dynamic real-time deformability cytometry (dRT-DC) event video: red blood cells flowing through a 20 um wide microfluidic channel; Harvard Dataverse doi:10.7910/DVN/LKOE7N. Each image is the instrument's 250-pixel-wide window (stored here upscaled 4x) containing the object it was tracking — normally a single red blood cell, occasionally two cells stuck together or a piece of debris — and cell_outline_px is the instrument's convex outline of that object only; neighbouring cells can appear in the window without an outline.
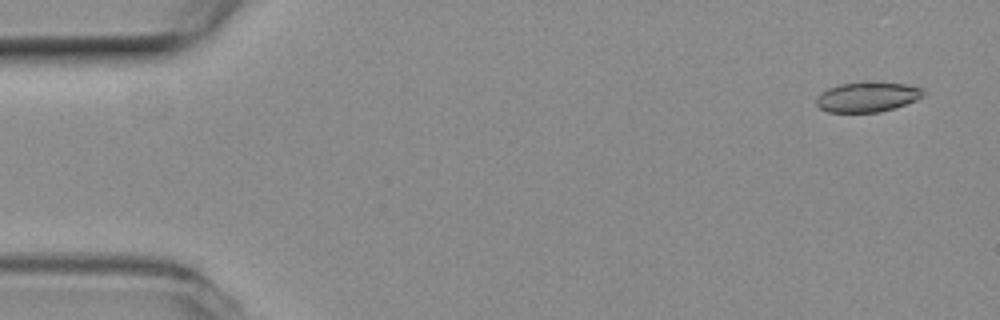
{"species": "common noctule bat (a hibernating species)", "species_latin": "Nyctalus noctula", "temperature_condition": "room temperature", "stored_images_in_passage": 32, "camera_frame_rate_fps": 3000, "um_per_image_px": 0.085, "animal": {"sex": "female", "body_mass_g": 19.3, "forearm_length_mm": 54.1}, "frame": {"image": 1, "passage_image": 3, "time_ms": 0.667, "image_size_px": [1000, 320], "cell_outline_px": [[924, 96], [916, 100], [880, 112], [828, 112], [820, 108], [816, 104], [816, 100], [828, 88], [840, 84], [876, 80], [908, 84], [924, 88]], "centroid_in_image_um": [73.79, 8.21], "position_along_channel_um": 11.2, "area_um2": 18.9}}
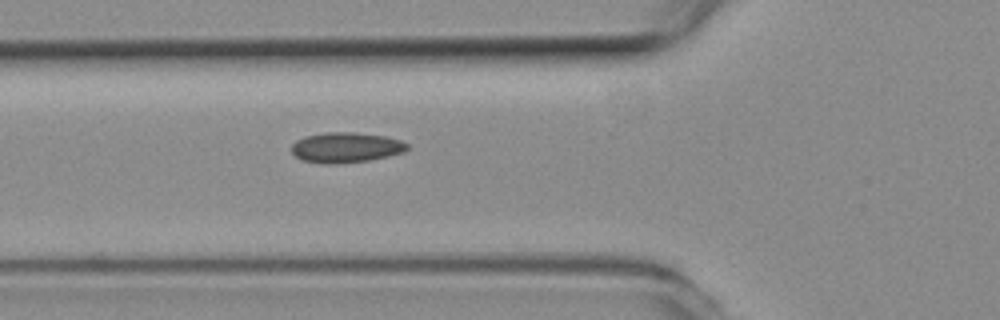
{"frame": {"image": 2, "passage_image": 19, "time_ms": 6.0, "image_size_px": [1000, 320], "cell_outline_px": [[408, 148], [404, 152], [388, 156], [368, 160], [336, 164], [320, 164], [304, 160], [296, 156], [292, 152], [292, 144], [296, 140], [304, 136], [328, 132], [356, 132], [384, 136], [400, 140], [408, 144]], "centroid_in_image_um": [29.39, 12.53], "position_along_channel_um": 96.4, "area_um2": 20.4}}
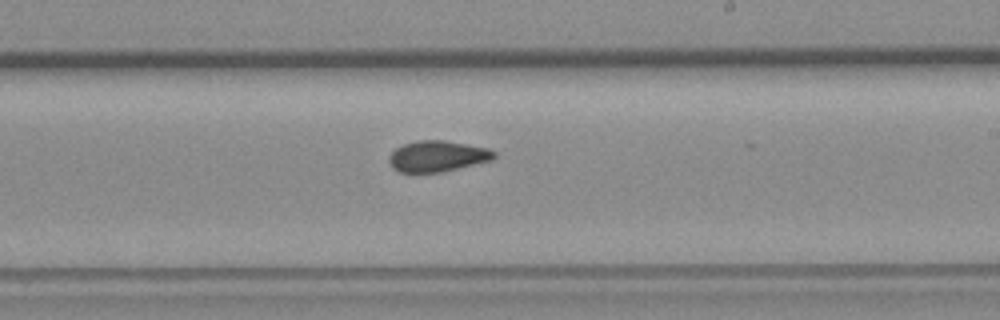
{"frame": {"image": 3, "passage_image": 31, "time_ms": 10.0, "image_size_px": [1000, 320], "cell_outline_px": [[496, 156], [492, 160], [440, 172], [400, 172], [392, 168], [388, 160], [388, 156], [396, 148], [404, 144], [416, 140], [444, 140], [488, 148], [496, 152]], "centroid_in_image_um": [37.16, 13.27], "position_along_channel_um": 251.8, "area_um2": 18.9}}